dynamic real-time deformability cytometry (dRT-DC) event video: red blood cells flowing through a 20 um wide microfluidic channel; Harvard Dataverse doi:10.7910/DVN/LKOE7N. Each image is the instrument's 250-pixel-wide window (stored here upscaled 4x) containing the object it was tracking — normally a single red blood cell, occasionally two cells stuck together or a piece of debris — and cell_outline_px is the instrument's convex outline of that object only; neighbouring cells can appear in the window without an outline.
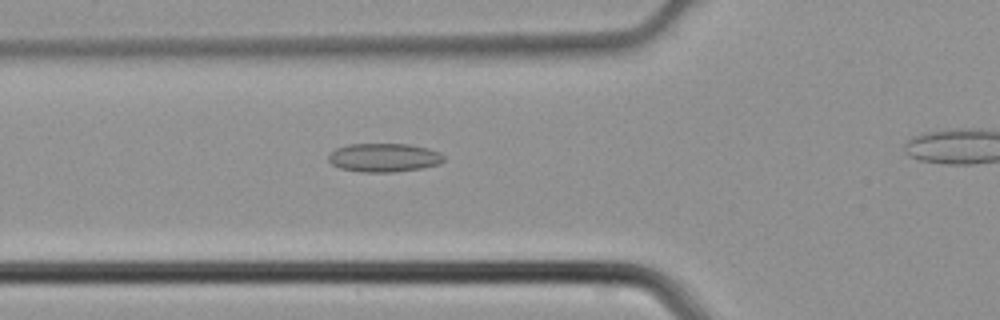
{"species": "common noctule bat (a hibernating species)", "species_latin": "Nyctalus noctula", "temperature_condition": "cold", "stored_images_in_passage": 25, "camera_frame_rate_fps": 3000, "um_per_image_px": 0.085, "animal": {"sex": "male", "body_mass_g": 21.5, "forearm_length_mm": 52.0}, "frame": {"image": 1, "passage_image": 3, "time_ms": 0.667, "image_size_px": [1000, 320], "cell_outline_px": [[444, 160], [440, 164], [420, 168], [392, 172], [360, 172], [340, 168], [332, 164], [328, 160], [328, 156], [336, 148], [348, 144], [408, 144], [428, 148], [440, 152], [444, 156]], "centroid_in_image_um": [32.64, 13.39], "position_along_channel_um": 93.2, "area_um2": 19.25}}
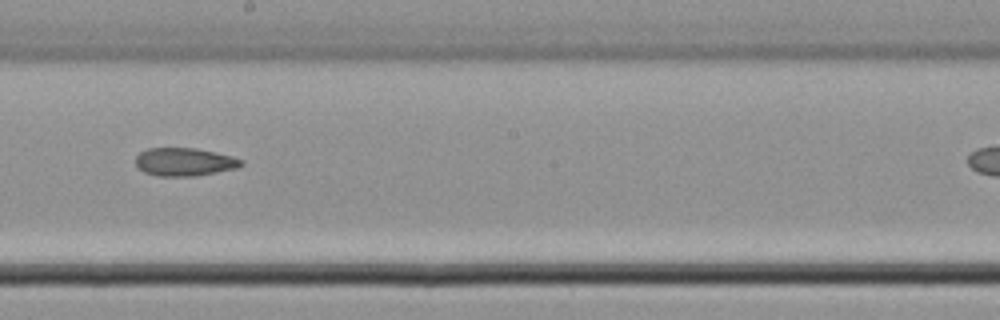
{"frame": {"image": 2, "passage_image": 12, "time_ms": 3.667, "image_size_px": [1000, 320], "cell_outline_px": [[244, 164], [236, 168], [196, 176], [156, 176], [144, 172], [136, 164], [136, 156], [140, 152], [148, 148], [196, 148], [216, 152], [232, 156], [244, 160]], "centroid_in_image_um": [15.69, 13.76], "position_along_channel_um": 232.5, "area_um2": 17.34}}
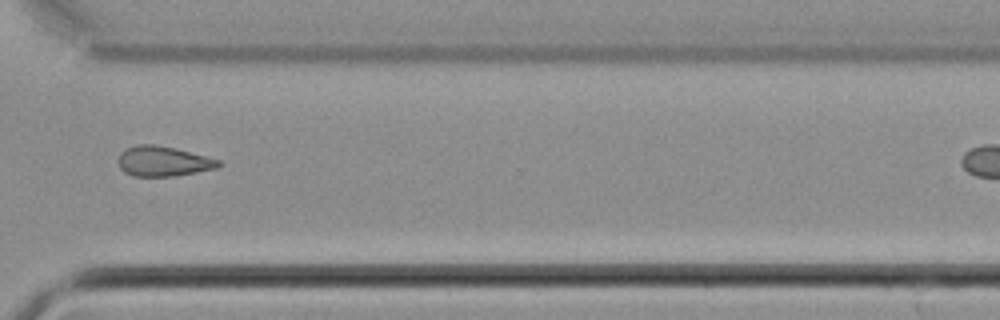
{"frame": {"image": 3, "passage_image": 20, "time_ms": 6.333, "image_size_px": [1000, 320], "cell_outline_px": [[224, 164], [216, 168], [196, 172], [172, 176], [132, 176], [124, 172], [120, 168], [120, 152], [124, 148], [136, 144], [156, 144], [176, 148], [220, 160]], "centroid_in_image_um": [13.87, 13.69], "position_along_channel_um": 356.7, "area_um2": 17.63}}